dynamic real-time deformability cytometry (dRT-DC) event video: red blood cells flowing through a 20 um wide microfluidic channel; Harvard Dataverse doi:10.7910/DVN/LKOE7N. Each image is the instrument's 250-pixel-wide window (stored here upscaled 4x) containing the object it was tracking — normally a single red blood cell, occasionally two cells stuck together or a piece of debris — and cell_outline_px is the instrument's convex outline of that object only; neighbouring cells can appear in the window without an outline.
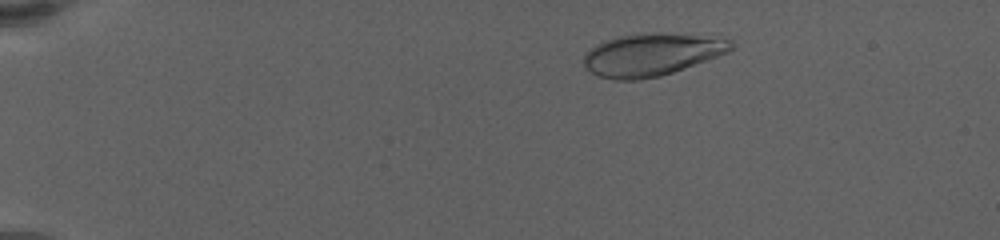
{"species": "human", "species_latin": "Homo sapiens", "temperature_condition": "warm", "stored_images_in_passage": 78, "camera_frame_rate_fps": 3000, "um_per_image_px": 0.085, "donor": {"sex": "female"}, "frame": {"image": 1, "passage_image": 20, "time_ms": 2.667, "image_size_px": [1000, 240], "cell_outline_px": [[736, 48], [728, 52], [684, 68], [660, 76], [640, 80], [616, 80], [600, 76], [584, 68], [584, 52], [596, 44], [604, 40], [616, 36], [640, 32], [660, 32], [732, 40]], "centroid_in_image_um": [55.33, 4.63], "position_along_channel_um": 29.7, "area_um2": 36.53}}
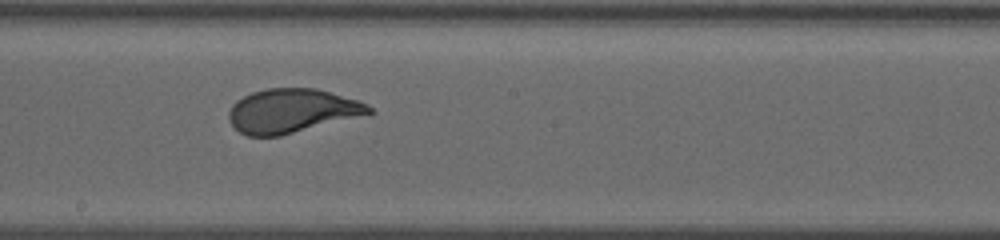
{"frame": {"image": 2, "passage_image": 54, "time_ms": 11.333, "image_size_px": [1000, 240], "cell_outline_px": [[376, 112], [280, 136], [248, 136], [240, 132], [232, 124], [228, 116], [228, 112], [232, 104], [236, 100], [252, 92], [264, 88], [316, 88], [360, 100], [368, 104]], "centroid_in_image_um": [24.82, 9.41], "position_along_channel_um": 223.4, "area_um2": 36.01}}
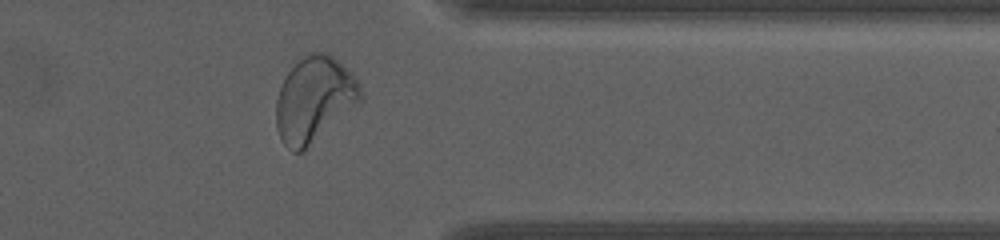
{"frame": {"image": 3, "passage_image": 71, "time_ms": 16.333, "image_size_px": [1000, 240], "cell_outline_px": [[364, 96], [360, 100], [300, 152], [292, 152], [280, 140], [276, 128], [276, 100], [280, 88], [288, 72], [308, 52], [328, 52], [356, 76]], "centroid_in_image_um": [26.69, 8.4], "position_along_channel_um": 384.7, "area_um2": 41.04}, "authors_computed_cell_mechanics": {"area_um2": 36.703, "velocity_mm_per_s": 3.3317, "shape_relaxation_time_tau1_ms": 3.8038, "shape_relaxation_time_tau2_ms": null, "deformation_change_tau1": 0.1832, "deformation_change_tau2": null}}